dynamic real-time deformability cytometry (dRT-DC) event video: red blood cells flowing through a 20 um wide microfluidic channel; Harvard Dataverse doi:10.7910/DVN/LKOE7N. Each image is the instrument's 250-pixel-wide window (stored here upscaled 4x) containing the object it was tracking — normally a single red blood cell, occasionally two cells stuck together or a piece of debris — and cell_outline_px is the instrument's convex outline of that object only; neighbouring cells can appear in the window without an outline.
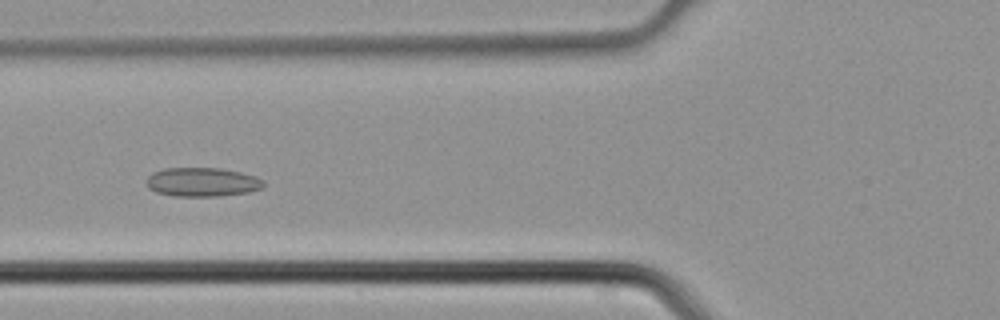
{"species": "common noctule bat (a hibernating species)", "species_latin": "Nyctalus noctula", "temperature_condition": "cold", "stored_images_in_passage": 5, "camera_frame_rate_fps": 3000, "um_per_image_px": 0.085, "animal": {"sex": "male", "body_mass_g": 21.5, "forearm_length_mm": 52.0}, "frame": {"image": 1, "passage_image": 5, "time_ms": 1.333, "image_size_px": [1000, 320], "cell_outline_px": [[264, 184], [260, 188], [248, 192], [220, 196], [172, 196], [156, 192], [148, 188], [148, 176], [152, 172], [164, 168], [220, 168], [240, 172], [256, 176], [264, 180]], "centroid_in_image_um": [17.18, 15.47], "position_along_channel_um": 108.6, "area_um2": 19.77}}